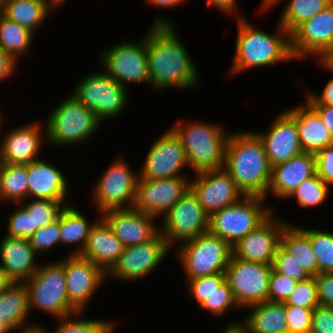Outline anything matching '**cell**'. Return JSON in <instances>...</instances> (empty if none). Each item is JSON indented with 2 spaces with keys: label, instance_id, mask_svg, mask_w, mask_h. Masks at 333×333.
<instances>
[{
  "label": "cell",
  "instance_id": "ac0fdd59",
  "mask_svg": "<svg viewBox=\"0 0 333 333\" xmlns=\"http://www.w3.org/2000/svg\"><path fill=\"white\" fill-rule=\"evenodd\" d=\"M195 175L197 176L190 180V189L208 216L235 204L244 196L224 168Z\"/></svg>",
  "mask_w": 333,
  "mask_h": 333
},
{
  "label": "cell",
  "instance_id": "91938a15",
  "mask_svg": "<svg viewBox=\"0 0 333 333\" xmlns=\"http://www.w3.org/2000/svg\"><path fill=\"white\" fill-rule=\"evenodd\" d=\"M13 283H14L13 280L7 275V273L0 266V293L5 291Z\"/></svg>",
  "mask_w": 333,
  "mask_h": 333
},
{
  "label": "cell",
  "instance_id": "52a82bcc",
  "mask_svg": "<svg viewBox=\"0 0 333 333\" xmlns=\"http://www.w3.org/2000/svg\"><path fill=\"white\" fill-rule=\"evenodd\" d=\"M24 283L28 290L29 311L34 308L56 319L77 312L67 297L64 259L39 265L35 274Z\"/></svg>",
  "mask_w": 333,
  "mask_h": 333
},
{
  "label": "cell",
  "instance_id": "7402d4cb",
  "mask_svg": "<svg viewBox=\"0 0 333 333\" xmlns=\"http://www.w3.org/2000/svg\"><path fill=\"white\" fill-rule=\"evenodd\" d=\"M268 131L255 132L261 139L273 167L303 153L296 120L285 110L272 122Z\"/></svg>",
  "mask_w": 333,
  "mask_h": 333
},
{
  "label": "cell",
  "instance_id": "7bdbcfd3",
  "mask_svg": "<svg viewBox=\"0 0 333 333\" xmlns=\"http://www.w3.org/2000/svg\"><path fill=\"white\" fill-rule=\"evenodd\" d=\"M29 241L37 254L44 253L60 244V214L53 222L38 228L29 238Z\"/></svg>",
  "mask_w": 333,
  "mask_h": 333
},
{
  "label": "cell",
  "instance_id": "30bf717a",
  "mask_svg": "<svg viewBox=\"0 0 333 333\" xmlns=\"http://www.w3.org/2000/svg\"><path fill=\"white\" fill-rule=\"evenodd\" d=\"M120 156L101 175L93 188V202L100 215L113 209L133 208L138 175Z\"/></svg>",
  "mask_w": 333,
  "mask_h": 333
},
{
  "label": "cell",
  "instance_id": "ffe728a7",
  "mask_svg": "<svg viewBox=\"0 0 333 333\" xmlns=\"http://www.w3.org/2000/svg\"><path fill=\"white\" fill-rule=\"evenodd\" d=\"M273 215L274 212L232 247L234 258L272 265L277 248L280 246L282 230L287 224Z\"/></svg>",
  "mask_w": 333,
  "mask_h": 333
},
{
  "label": "cell",
  "instance_id": "816d5d0a",
  "mask_svg": "<svg viewBox=\"0 0 333 333\" xmlns=\"http://www.w3.org/2000/svg\"><path fill=\"white\" fill-rule=\"evenodd\" d=\"M317 284L319 305L333 308V272L314 276Z\"/></svg>",
  "mask_w": 333,
  "mask_h": 333
},
{
  "label": "cell",
  "instance_id": "8d00e7d4",
  "mask_svg": "<svg viewBox=\"0 0 333 333\" xmlns=\"http://www.w3.org/2000/svg\"><path fill=\"white\" fill-rule=\"evenodd\" d=\"M301 229L309 236L317 260L318 273L333 272V232L317 229Z\"/></svg>",
  "mask_w": 333,
  "mask_h": 333
},
{
  "label": "cell",
  "instance_id": "9a60e30c",
  "mask_svg": "<svg viewBox=\"0 0 333 333\" xmlns=\"http://www.w3.org/2000/svg\"><path fill=\"white\" fill-rule=\"evenodd\" d=\"M190 188L187 177L147 180L138 178L133 208L150 216L162 218Z\"/></svg>",
  "mask_w": 333,
  "mask_h": 333
},
{
  "label": "cell",
  "instance_id": "e0dca14e",
  "mask_svg": "<svg viewBox=\"0 0 333 333\" xmlns=\"http://www.w3.org/2000/svg\"><path fill=\"white\" fill-rule=\"evenodd\" d=\"M189 166L180 139L169 129L156 140L147 153L140 178L147 180L186 177L181 169Z\"/></svg>",
  "mask_w": 333,
  "mask_h": 333
},
{
  "label": "cell",
  "instance_id": "d6a6232c",
  "mask_svg": "<svg viewBox=\"0 0 333 333\" xmlns=\"http://www.w3.org/2000/svg\"><path fill=\"white\" fill-rule=\"evenodd\" d=\"M95 223L88 219L78 209L68 205L60 212V244H77L72 255H80L84 250L91 227Z\"/></svg>",
  "mask_w": 333,
  "mask_h": 333
},
{
  "label": "cell",
  "instance_id": "6da1fadb",
  "mask_svg": "<svg viewBox=\"0 0 333 333\" xmlns=\"http://www.w3.org/2000/svg\"><path fill=\"white\" fill-rule=\"evenodd\" d=\"M146 53L153 89H190L197 85L198 69L170 20L156 16L146 35Z\"/></svg>",
  "mask_w": 333,
  "mask_h": 333
},
{
  "label": "cell",
  "instance_id": "44dd1931",
  "mask_svg": "<svg viewBox=\"0 0 333 333\" xmlns=\"http://www.w3.org/2000/svg\"><path fill=\"white\" fill-rule=\"evenodd\" d=\"M100 216L108 223L124 247L145 243L160 232V228L155 226V217L134 208L113 209L103 212Z\"/></svg>",
  "mask_w": 333,
  "mask_h": 333
},
{
  "label": "cell",
  "instance_id": "d6986e66",
  "mask_svg": "<svg viewBox=\"0 0 333 333\" xmlns=\"http://www.w3.org/2000/svg\"><path fill=\"white\" fill-rule=\"evenodd\" d=\"M64 273L68 301L77 311H84L107 278V274L96 264L72 254L64 259Z\"/></svg>",
  "mask_w": 333,
  "mask_h": 333
},
{
  "label": "cell",
  "instance_id": "03108f58",
  "mask_svg": "<svg viewBox=\"0 0 333 333\" xmlns=\"http://www.w3.org/2000/svg\"><path fill=\"white\" fill-rule=\"evenodd\" d=\"M58 6L62 5L61 3H64L66 0H53Z\"/></svg>",
  "mask_w": 333,
  "mask_h": 333
},
{
  "label": "cell",
  "instance_id": "9c48e42d",
  "mask_svg": "<svg viewBox=\"0 0 333 333\" xmlns=\"http://www.w3.org/2000/svg\"><path fill=\"white\" fill-rule=\"evenodd\" d=\"M74 89L71 95L93 111L100 122L119 116L128 102L127 88L104 71L88 74Z\"/></svg>",
  "mask_w": 333,
  "mask_h": 333
},
{
  "label": "cell",
  "instance_id": "5bb4252c",
  "mask_svg": "<svg viewBox=\"0 0 333 333\" xmlns=\"http://www.w3.org/2000/svg\"><path fill=\"white\" fill-rule=\"evenodd\" d=\"M171 249L161 232L145 243L124 247L118 261L107 273V278L111 276L123 282L137 281L149 275Z\"/></svg>",
  "mask_w": 333,
  "mask_h": 333
},
{
  "label": "cell",
  "instance_id": "cb8c5ba5",
  "mask_svg": "<svg viewBox=\"0 0 333 333\" xmlns=\"http://www.w3.org/2000/svg\"><path fill=\"white\" fill-rule=\"evenodd\" d=\"M27 200L47 199L66 201L68 180L60 169L47 161L35 160L27 164Z\"/></svg>",
  "mask_w": 333,
  "mask_h": 333
},
{
  "label": "cell",
  "instance_id": "74e56055",
  "mask_svg": "<svg viewBox=\"0 0 333 333\" xmlns=\"http://www.w3.org/2000/svg\"><path fill=\"white\" fill-rule=\"evenodd\" d=\"M82 313L83 311H77L59 318L60 322L53 333H113L115 324L110 320H83L79 317ZM75 316L79 318L75 319Z\"/></svg>",
  "mask_w": 333,
  "mask_h": 333
},
{
  "label": "cell",
  "instance_id": "9f6ffc18",
  "mask_svg": "<svg viewBox=\"0 0 333 333\" xmlns=\"http://www.w3.org/2000/svg\"><path fill=\"white\" fill-rule=\"evenodd\" d=\"M237 0H205L208 6H212L214 8H217L221 10L223 13H227V15L230 16L236 13L237 10Z\"/></svg>",
  "mask_w": 333,
  "mask_h": 333
},
{
  "label": "cell",
  "instance_id": "ee69618b",
  "mask_svg": "<svg viewBox=\"0 0 333 333\" xmlns=\"http://www.w3.org/2000/svg\"><path fill=\"white\" fill-rule=\"evenodd\" d=\"M239 308L232 290L227 281H225L208 299L205 300L200 305V308H203L209 313L220 316L229 310V308Z\"/></svg>",
  "mask_w": 333,
  "mask_h": 333
},
{
  "label": "cell",
  "instance_id": "d4e9b609",
  "mask_svg": "<svg viewBox=\"0 0 333 333\" xmlns=\"http://www.w3.org/2000/svg\"><path fill=\"white\" fill-rule=\"evenodd\" d=\"M316 173L315 153L303 152L272 167L268 194L287 198L305 179Z\"/></svg>",
  "mask_w": 333,
  "mask_h": 333
},
{
  "label": "cell",
  "instance_id": "680465c9",
  "mask_svg": "<svg viewBox=\"0 0 333 333\" xmlns=\"http://www.w3.org/2000/svg\"><path fill=\"white\" fill-rule=\"evenodd\" d=\"M185 0H147V3L150 5H155L156 7H175L179 4H182Z\"/></svg>",
  "mask_w": 333,
  "mask_h": 333
},
{
  "label": "cell",
  "instance_id": "b9f144b4",
  "mask_svg": "<svg viewBox=\"0 0 333 333\" xmlns=\"http://www.w3.org/2000/svg\"><path fill=\"white\" fill-rule=\"evenodd\" d=\"M226 281L225 273H217L210 276H202L187 280L189 293L200 306L208 299L224 282Z\"/></svg>",
  "mask_w": 333,
  "mask_h": 333
},
{
  "label": "cell",
  "instance_id": "be15d7a7",
  "mask_svg": "<svg viewBox=\"0 0 333 333\" xmlns=\"http://www.w3.org/2000/svg\"><path fill=\"white\" fill-rule=\"evenodd\" d=\"M39 1L46 2L51 8L53 7V9L58 7V5L53 0H39Z\"/></svg>",
  "mask_w": 333,
  "mask_h": 333
},
{
  "label": "cell",
  "instance_id": "11a10c76",
  "mask_svg": "<svg viewBox=\"0 0 333 333\" xmlns=\"http://www.w3.org/2000/svg\"><path fill=\"white\" fill-rule=\"evenodd\" d=\"M17 63L0 48V82L10 78Z\"/></svg>",
  "mask_w": 333,
  "mask_h": 333
},
{
  "label": "cell",
  "instance_id": "bcb514c9",
  "mask_svg": "<svg viewBox=\"0 0 333 333\" xmlns=\"http://www.w3.org/2000/svg\"><path fill=\"white\" fill-rule=\"evenodd\" d=\"M272 267L276 272L297 282L311 277L281 245L277 248Z\"/></svg>",
  "mask_w": 333,
  "mask_h": 333
},
{
  "label": "cell",
  "instance_id": "c3c4849f",
  "mask_svg": "<svg viewBox=\"0 0 333 333\" xmlns=\"http://www.w3.org/2000/svg\"><path fill=\"white\" fill-rule=\"evenodd\" d=\"M312 309L286 305V324L291 333L311 331Z\"/></svg>",
  "mask_w": 333,
  "mask_h": 333
},
{
  "label": "cell",
  "instance_id": "ab89813d",
  "mask_svg": "<svg viewBox=\"0 0 333 333\" xmlns=\"http://www.w3.org/2000/svg\"><path fill=\"white\" fill-rule=\"evenodd\" d=\"M66 202L68 201L30 199V202H27L25 205L24 202H21L20 205H23L28 213L33 216L35 232L38 228L56 220L65 206L70 204Z\"/></svg>",
  "mask_w": 333,
  "mask_h": 333
},
{
  "label": "cell",
  "instance_id": "277c9868",
  "mask_svg": "<svg viewBox=\"0 0 333 333\" xmlns=\"http://www.w3.org/2000/svg\"><path fill=\"white\" fill-rule=\"evenodd\" d=\"M180 139L189 168L196 173L224 168L229 133L218 124L178 121L170 128Z\"/></svg>",
  "mask_w": 333,
  "mask_h": 333
},
{
  "label": "cell",
  "instance_id": "3957f363",
  "mask_svg": "<svg viewBox=\"0 0 333 333\" xmlns=\"http://www.w3.org/2000/svg\"><path fill=\"white\" fill-rule=\"evenodd\" d=\"M237 12L238 35L230 73L238 74L250 68L294 59L290 49V34L284 27L278 23V33L268 34L253 27Z\"/></svg>",
  "mask_w": 333,
  "mask_h": 333
},
{
  "label": "cell",
  "instance_id": "484cf974",
  "mask_svg": "<svg viewBox=\"0 0 333 333\" xmlns=\"http://www.w3.org/2000/svg\"><path fill=\"white\" fill-rule=\"evenodd\" d=\"M0 243L1 268L13 282L30 279L39 268V263L36 261L38 254L29 239L4 236Z\"/></svg>",
  "mask_w": 333,
  "mask_h": 333
},
{
  "label": "cell",
  "instance_id": "1f68e13d",
  "mask_svg": "<svg viewBox=\"0 0 333 333\" xmlns=\"http://www.w3.org/2000/svg\"><path fill=\"white\" fill-rule=\"evenodd\" d=\"M280 245L311 276L317 275V260L309 236L292 224H286L280 237Z\"/></svg>",
  "mask_w": 333,
  "mask_h": 333
},
{
  "label": "cell",
  "instance_id": "f907efd6",
  "mask_svg": "<svg viewBox=\"0 0 333 333\" xmlns=\"http://www.w3.org/2000/svg\"><path fill=\"white\" fill-rule=\"evenodd\" d=\"M311 331L333 333V308L318 305L312 311Z\"/></svg>",
  "mask_w": 333,
  "mask_h": 333
},
{
  "label": "cell",
  "instance_id": "f546056e",
  "mask_svg": "<svg viewBox=\"0 0 333 333\" xmlns=\"http://www.w3.org/2000/svg\"><path fill=\"white\" fill-rule=\"evenodd\" d=\"M251 313L241 321L249 333H283L288 331L286 305L281 302L264 301L247 307Z\"/></svg>",
  "mask_w": 333,
  "mask_h": 333
},
{
  "label": "cell",
  "instance_id": "836d02e7",
  "mask_svg": "<svg viewBox=\"0 0 333 333\" xmlns=\"http://www.w3.org/2000/svg\"><path fill=\"white\" fill-rule=\"evenodd\" d=\"M27 188V164L0 163V200L25 203Z\"/></svg>",
  "mask_w": 333,
  "mask_h": 333
},
{
  "label": "cell",
  "instance_id": "7a4b0ae2",
  "mask_svg": "<svg viewBox=\"0 0 333 333\" xmlns=\"http://www.w3.org/2000/svg\"><path fill=\"white\" fill-rule=\"evenodd\" d=\"M224 169L244 196L267 198L272 166L264 145L255 132L242 130L229 133Z\"/></svg>",
  "mask_w": 333,
  "mask_h": 333
},
{
  "label": "cell",
  "instance_id": "6125c7cd",
  "mask_svg": "<svg viewBox=\"0 0 333 333\" xmlns=\"http://www.w3.org/2000/svg\"><path fill=\"white\" fill-rule=\"evenodd\" d=\"M21 333H51V332H48L46 329H44V327H41V325L35 324L32 327L23 329Z\"/></svg>",
  "mask_w": 333,
  "mask_h": 333
},
{
  "label": "cell",
  "instance_id": "7dc6e473",
  "mask_svg": "<svg viewBox=\"0 0 333 333\" xmlns=\"http://www.w3.org/2000/svg\"><path fill=\"white\" fill-rule=\"evenodd\" d=\"M297 281L272 269L268 287V301L284 303L294 291Z\"/></svg>",
  "mask_w": 333,
  "mask_h": 333
},
{
  "label": "cell",
  "instance_id": "4316f807",
  "mask_svg": "<svg viewBox=\"0 0 333 333\" xmlns=\"http://www.w3.org/2000/svg\"><path fill=\"white\" fill-rule=\"evenodd\" d=\"M99 217V221L91 227L86 246L80 256L90 260L107 274L118 261L124 246L108 223Z\"/></svg>",
  "mask_w": 333,
  "mask_h": 333
},
{
  "label": "cell",
  "instance_id": "5b68a950",
  "mask_svg": "<svg viewBox=\"0 0 333 333\" xmlns=\"http://www.w3.org/2000/svg\"><path fill=\"white\" fill-rule=\"evenodd\" d=\"M47 118L44 130L46 138L43 139L56 147L85 143L101 124L95 113L73 95L59 103Z\"/></svg>",
  "mask_w": 333,
  "mask_h": 333
},
{
  "label": "cell",
  "instance_id": "60d3db41",
  "mask_svg": "<svg viewBox=\"0 0 333 333\" xmlns=\"http://www.w3.org/2000/svg\"><path fill=\"white\" fill-rule=\"evenodd\" d=\"M285 305L301 306L314 309L319 305L317 284L313 276L308 279L298 281L294 291L284 302Z\"/></svg>",
  "mask_w": 333,
  "mask_h": 333
},
{
  "label": "cell",
  "instance_id": "003e7915",
  "mask_svg": "<svg viewBox=\"0 0 333 333\" xmlns=\"http://www.w3.org/2000/svg\"><path fill=\"white\" fill-rule=\"evenodd\" d=\"M1 111V110H0ZM2 114H1V112H0V127H1V125H2ZM1 129V128H0Z\"/></svg>",
  "mask_w": 333,
  "mask_h": 333
},
{
  "label": "cell",
  "instance_id": "f5cc1de1",
  "mask_svg": "<svg viewBox=\"0 0 333 333\" xmlns=\"http://www.w3.org/2000/svg\"><path fill=\"white\" fill-rule=\"evenodd\" d=\"M309 93V94H308ZM306 93V103L308 105H327L333 106V77L328 80L321 94Z\"/></svg>",
  "mask_w": 333,
  "mask_h": 333
},
{
  "label": "cell",
  "instance_id": "94428289",
  "mask_svg": "<svg viewBox=\"0 0 333 333\" xmlns=\"http://www.w3.org/2000/svg\"><path fill=\"white\" fill-rule=\"evenodd\" d=\"M222 333H249L248 330L241 324L239 323H231L226 327Z\"/></svg>",
  "mask_w": 333,
  "mask_h": 333
},
{
  "label": "cell",
  "instance_id": "681fc988",
  "mask_svg": "<svg viewBox=\"0 0 333 333\" xmlns=\"http://www.w3.org/2000/svg\"><path fill=\"white\" fill-rule=\"evenodd\" d=\"M316 173L327 185L333 184V144L315 153Z\"/></svg>",
  "mask_w": 333,
  "mask_h": 333
},
{
  "label": "cell",
  "instance_id": "83f0119b",
  "mask_svg": "<svg viewBox=\"0 0 333 333\" xmlns=\"http://www.w3.org/2000/svg\"><path fill=\"white\" fill-rule=\"evenodd\" d=\"M295 120L303 152L316 153L333 144V138L319 115L307 104L286 110Z\"/></svg>",
  "mask_w": 333,
  "mask_h": 333
},
{
  "label": "cell",
  "instance_id": "7c38bea8",
  "mask_svg": "<svg viewBox=\"0 0 333 333\" xmlns=\"http://www.w3.org/2000/svg\"><path fill=\"white\" fill-rule=\"evenodd\" d=\"M273 267L231 257L225 269L226 281L240 308L268 301L270 273Z\"/></svg>",
  "mask_w": 333,
  "mask_h": 333
},
{
  "label": "cell",
  "instance_id": "2e32d148",
  "mask_svg": "<svg viewBox=\"0 0 333 333\" xmlns=\"http://www.w3.org/2000/svg\"><path fill=\"white\" fill-rule=\"evenodd\" d=\"M333 48V3L322 12L300 24L290 34V49L294 60L307 56L320 58Z\"/></svg>",
  "mask_w": 333,
  "mask_h": 333
},
{
  "label": "cell",
  "instance_id": "8992f818",
  "mask_svg": "<svg viewBox=\"0 0 333 333\" xmlns=\"http://www.w3.org/2000/svg\"><path fill=\"white\" fill-rule=\"evenodd\" d=\"M265 201L260 196H243L235 204L209 216L208 232L233 247L275 212L271 207H265Z\"/></svg>",
  "mask_w": 333,
  "mask_h": 333
},
{
  "label": "cell",
  "instance_id": "e575fe53",
  "mask_svg": "<svg viewBox=\"0 0 333 333\" xmlns=\"http://www.w3.org/2000/svg\"><path fill=\"white\" fill-rule=\"evenodd\" d=\"M34 33L0 12V48L16 63L30 49Z\"/></svg>",
  "mask_w": 333,
  "mask_h": 333
},
{
  "label": "cell",
  "instance_id": "e7e4bbea",
  "mask_svg": "<svg viewBox=\"0 0 333 333\" xmlns=\"http://www.w3.org/2000/svg\"><path fill=\"white\" fill-rule=\"evenodd\" d=\"M10 331L0 322V333H9Z\"/></svg>",
  "mask_w": 333,
  "mask_h": 333
},
{
  "label": "cell",
  "instance_id": "f35d334b",
  "mask_svg": "<svg viewBox=\"0 0 333 333\" xmlns=\"http://www.w3.org/2000/svg\"><path fill=\"white\" fill-rule=\"evenodd\" d=\"M329 185L315 173L305 179L287 198L295 197L299 206L308 208L324 203L329 195Z\"/></svg>",
  "mask_w": 333,
  "mask_h": 333
},
{
  "label": "cell",
  "instance_id": "ba28073f",
  "mask_svg": "<svg viewBox=\"0 0 333 333\" xmlns=\"http://www.w3.org/2000/svg\"><path fill=\"white\" fill-rule=\"evenodd\" d=\"M177 256L183 267L186 281L202 276L225 273L233 256L232 246L209 232L182 242Z\"/></svg>",
  "mask_w": 333,
  "mask_h": 333
},
{
  "label": "cell",
  "instance_id": "4dcf8cb0",
  "mask_svg": "<svg viewBox=\"0 0 333 333\" xmlns=\"http://www.w3.org/2000/svg\"><path fill=\"white\" fill-rule=\"evenodd\" d=\"M51 9L46 2L39 0H0V12L33 33L41 27Z\"/></svg>",
  "mask_w": 333,
  "mask_h": 333
},
{
  "label": "cell",
  "instance_id": "f6af8a7d",
  "mask_svg": "<svg viewBox=\"0 0 333 333\" xmlns=\"http://www.w3.org/2000/svg\"><path fill=\"white\" fill-rule=\"evenodd\" d=\"M18 204V209L7 219V236L15 238L29 239L34 233L33 216L28 211Z\"/></svg>",
  "mask_w": 333,
  "mask_h": 333
},
{
  "label": "cell",
  "instance_id": "db71d44e",
  "mask_svg": "<svg viewBox=\"0 0 333 333\" xmlns=\"http://www.w3.org/2000/svg\"><path fill=\"white\" fill-rule=\"evenodd\" d=\"M321 118L333 138V106L309 105Z\"/></svg>",
  "mask_w": 333,
  "mask_h": 333
},
{
  "label": "cell",
  "instance_id": "f1b7e54d",
  "mask_svg": "<svg viewBox=\"0 0 333 333\" xmlns=\"http://www.w3.org/2000/svg\"><path fill=\"white\" fill-rule=\"evenodd\" d=\"M29 313L28 290L24 282H14L0 293V322L10 333L34 326L25 324Z\"/></svg>",
  "mask_w": 333,
  "mask_h": 333
},
{
  "label": "cell",
  "instance_id": "8fae6325",
  "mask_svg": "<svg viewBox=\"0 0 333 333\" xmlns=\"http://www.w3.org/2000/svg\"><path fill=\"white\" fill-rule=\"evenodd\" d=\"M103 71L124 88L129 83L150 85L146 53V34L137 42L122 41L101 53Z\"/></svg>",
  "mask_w": 333,
  "mask_h": 333
},
{
  "label": "cell",
  "instance_id": "4fadbf2b",
  "mask_svg": "<svg viewBox=\"0 0 333 333\" xmlns=\"http://www.w3.org/2000/svg\"><path fill=\"white\" fill-rule=\"evenodd\" d=\"M162 219L160 232L171 248L208 232L209 216L190 188Z\"/></svg>",
  "mask_w": 333,
  "mask_h": 333
},
{
  "label": "cell",
  "instance_id": "603a6c76",
  "mask_svg": "<svg viewBox=\"0 0 333 333\" xmlns=\"http://www.w3.org/2000/svg\"><path fill=\"white\" fill-rule=\"evenodd\" d=\"M40 126L34 122L11 129L0 143V163L29 164L38 160L42 137H46Z\"/></svg>",
  "mask_w": 333,
  "mask_h": 333
},
{
  "label": "cell",
  "instance_id": "6f0895ef",
  "mask_svg": "<svg viewBox=\"0 0 333 333\" xmlns=\"http://www.w3.org/2000/svg\"><path fill=\"white\" fill-rule=\"evenodd\" d=\"M318 60L320 65L333 73V48L327 50Z\"/></svg>",
  "mask_w": 333,
  "mask_h": 333
},
{
  "label": "cell",
  "instance_id": "d590c367",
  "mask_svg": "<svg viewBox=\"0 0 333 333\" xmlns=\"http://www.w3.org/2000/svg\"><path fill=\"white\" fill-rule=\"evenodd\" d=\"M332 3L333 0H289L278 23L291 34L300 24L316 16Z\"/></svg>",
  "mask_w": 333,
  "mask_h": 333
}]
</instances>
